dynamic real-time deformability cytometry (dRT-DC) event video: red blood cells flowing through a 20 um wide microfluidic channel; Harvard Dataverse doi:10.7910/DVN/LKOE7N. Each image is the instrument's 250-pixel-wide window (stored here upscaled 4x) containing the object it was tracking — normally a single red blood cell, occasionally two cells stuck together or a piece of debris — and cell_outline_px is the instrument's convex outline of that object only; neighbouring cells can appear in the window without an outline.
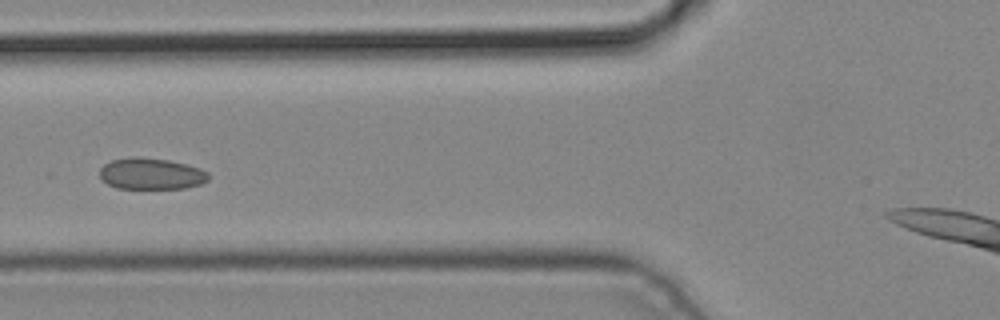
{"species": "common noctule bat (a hibernating species)", "species_latin": "Nyctalus noctula", "temperature_condition": "cold", "stored_images_in_passage": 6, "camera_frame_rate_fps": 3000, "um_per_image_px": 0.085, "animal": {"sex": "male", "body_mass_g": 19.2, "forearm_length_mm": 51.8}, "frame": {"image": 1, "passage_image": 5, "time_ms": 1.333, "image_size_px": [1000, 320], "cell_outline_px": [[208, 180], [200, 184], [184, 188], [116, 188], [100, 180], [100, 168], [104, 164], [112, 160], [136, 156], [168, 160], [200, 168], [208, 172]], "centroid_in_image_um": [12.82, 14.77], "position_along_channel_um": 113.0, "area_um2": 19.83}}
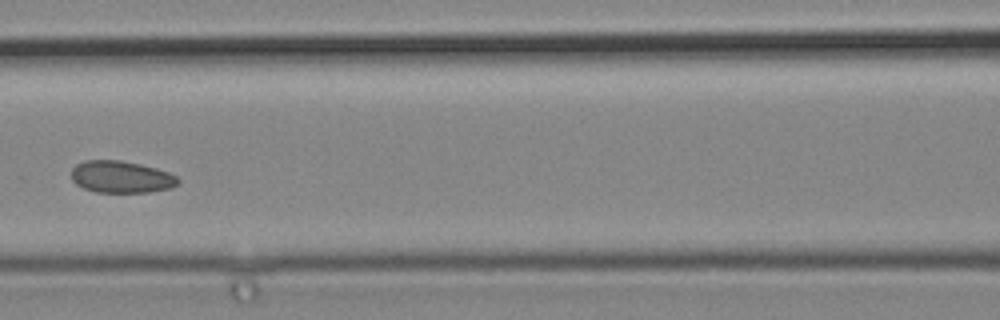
{"frame": {"image": 2, "passage_image": 6, "time_ms": 1.667, "image_size_px": [1000, 320], "cell_outline_px": [[180, 184], [172, 188], [148, 192], [96, 192], [84, 188], [76, 184], [72, 180], [72, 168], [76, 164], [84, 160], [120, 160], [140, 164], [156, 168], [168, 172], [176, 176], [180, 180]], "centroid_in_image_um": [10.32, 15.04], "position_along_channel_um": 156.3, "area_um2": 20.0}}